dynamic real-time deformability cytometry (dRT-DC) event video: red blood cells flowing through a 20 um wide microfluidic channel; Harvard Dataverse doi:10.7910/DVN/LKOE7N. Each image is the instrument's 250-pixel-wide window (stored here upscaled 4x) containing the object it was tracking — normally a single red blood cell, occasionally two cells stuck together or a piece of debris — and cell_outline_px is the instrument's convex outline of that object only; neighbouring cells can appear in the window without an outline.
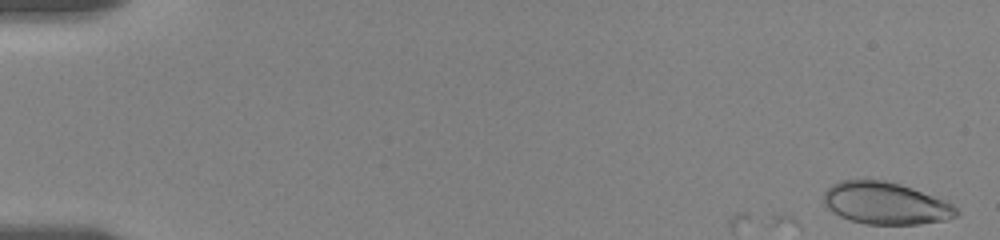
{"species": "human", "species_latin": "Homo sapiens", "temperature_condition": "room temperature", "stored_images_in_passage": 3, "camera_frame_rate_fps": 3000, "um_per_image_px": 0.085, "donor": {"sex": "female"}, "frame": {"image": 1, "passage_image": 1, "time_ms": 0.0, "image_size_px": [1000, 240], "cell_outline_px": [[960, 212], [956, 216], [944, 220], [920, 224], [864, 224], [840, 216], [832, 212], [824, 204], [824, 192], [832, 184], [840, 180], [864, 176], [884, 180], [900, 184], [912, 188], [952, 204]], "centroid_in_image_um": [75.21, 17.24], "position_along_channel_um": 9.8, "area_um2": 32.95}}